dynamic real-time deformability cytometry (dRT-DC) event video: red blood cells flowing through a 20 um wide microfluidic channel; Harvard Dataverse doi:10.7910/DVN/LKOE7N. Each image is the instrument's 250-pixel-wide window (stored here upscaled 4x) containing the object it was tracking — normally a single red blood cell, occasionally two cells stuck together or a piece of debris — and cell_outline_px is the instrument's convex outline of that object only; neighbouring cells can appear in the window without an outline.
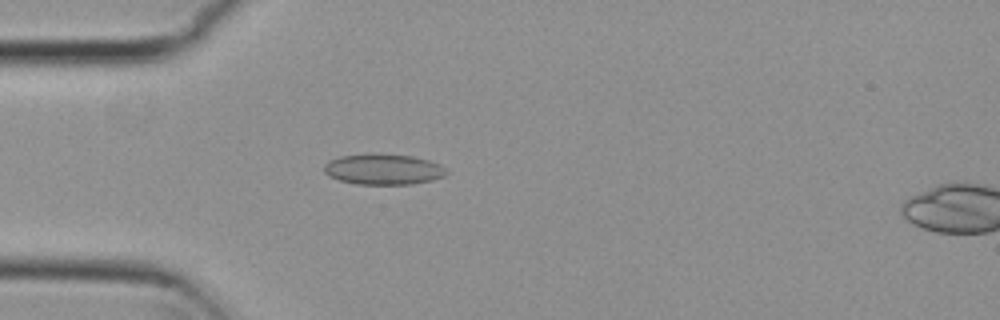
{"species": "common noctule bat (a hibernating species)", "species_latin": "Nyctalus noctula", "temperature_condition": "cold", "stored_images_in_passage": 53, "camera_frame_rate_fps": 3000, "um_per_image_px": 0.085, "animal": {"sex": "female", "body_mass_g": 29.2, "forearm_length_mm": 56.3}, "frame": {"image": 1, "passage_image": 14, "time_ms": 4.333, "image_size_px": [1000, 320], "cell_outline_px": [[448, 172], [444, 176], [432, 180], [412, 184], [356, 184], [340, 180], [328, 176], [324, 172], [324, 164], [328, 160], [340, 156], [412, 156], [428, 160], [440, 164]], "centroid_in_image_um": [32.58, 14.43], "position_along_channel_um": 52.4, "area_um2": 21.15}}
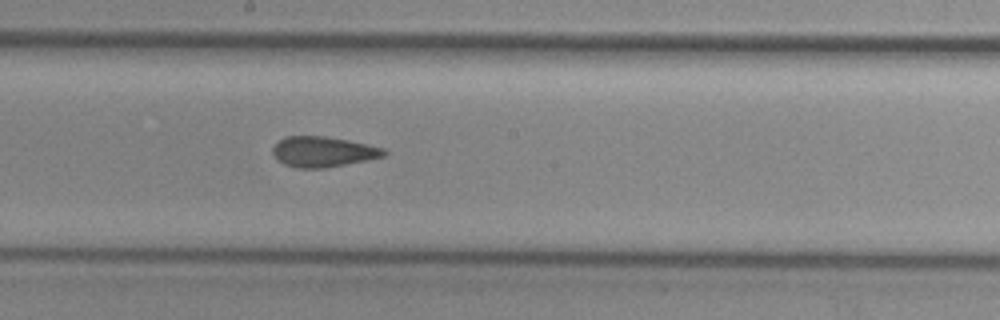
{"frame": {"image": 2, "passage_image": 28, "time_ms": 9.0, "image_size_px": [1000, 320], "cell_outline_px": [[388, 152], [384, 156], [368, 160], [324, 168], [296, 168], [284, 164], [276, 160], [272, 152], [272, 148], [284, 136], [324, 136], [348, 140], [384, 148]], "centroid_in_image_um": [27.44, 12.9], "position_along_channel_um": 220.8, "area_um2": 19.77}}
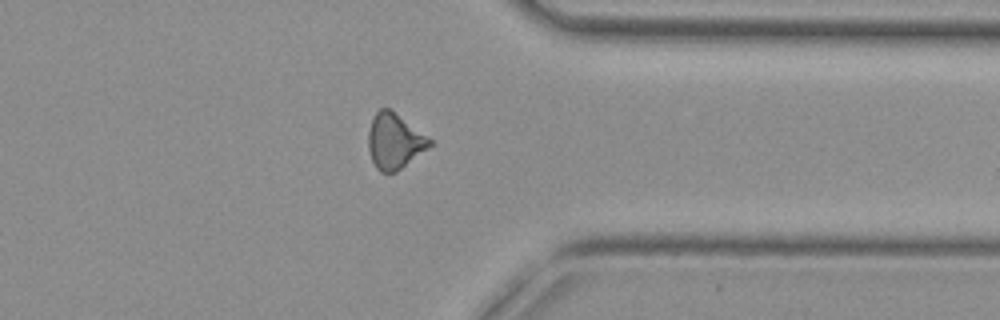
{"frame": {"image": 3, "passage_image": 41, "time_ms": 13.333, "image_size_px": [1000, 320], "cell_outline_px": [[432, 144], [428, 148], [396, 172], [380, 172], [376, 168], [372, 160], [368, 148], [368, 132], [372, 116], [380, 108], [388, 108], [432, 140]], "centroid_in_image_um": [33.49, 12.01], "position_along_channel_um": 377.9, "area_um2": 19.48}, "authors_computed_cell_mechanics": {"area_um2": 19.9988, "velocity_mm_per_s": 3.7868, "shape_relaxation_time_tau1_ms": null, "shape_relaxation_time_tau2_ms": 2.7411, "deformation_change_tau1": null, "deformation_change_tau2": 0.0877}}